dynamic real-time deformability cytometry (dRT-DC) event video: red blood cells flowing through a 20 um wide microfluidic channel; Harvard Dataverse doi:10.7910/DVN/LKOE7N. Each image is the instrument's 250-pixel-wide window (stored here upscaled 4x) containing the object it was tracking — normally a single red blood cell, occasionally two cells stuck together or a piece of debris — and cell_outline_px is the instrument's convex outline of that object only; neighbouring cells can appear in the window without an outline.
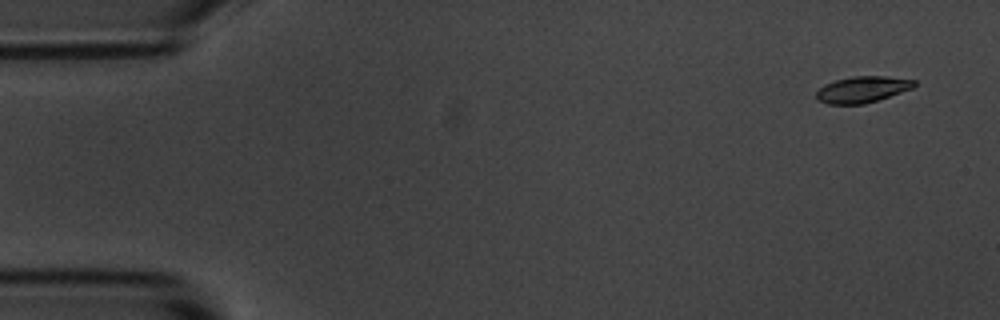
{"species": "common noctule bat (a hibernating species)", "species_latin": "Nyctalus noctula", "temperature_condition": "room temperature", "stored_images_in_passage": 6, "camera_frame_rate_fps": 3000, "um_per_image_px": 0.085, "animal": {"sex": "male", "body_mass_g": 20.1, "forearm_length_mm": 53.5}, "frame": {"image": 1, "passage_image": 1, "time_ms": 0.0, "image_size_px": [1000, 320], "cell_outline_px": [[916, 84], [912, 88], [864, 104], [828, 104], [816, 100], [816, 92], [824, 84], [836, 80], [852, 76], [884, 76], [916, 80]], "centroid_in_image_um": [73.26, 7.6], "position_along_channel_um": 11.7, "area_um2": 14.85}}
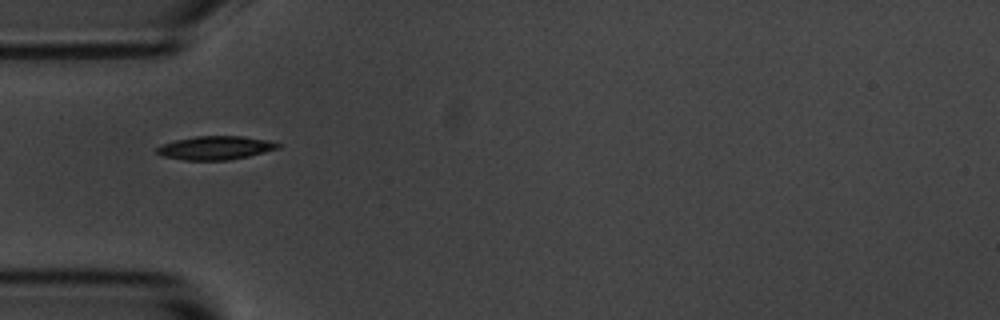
{"frame": {"image": 2, "passage_image": 5, "time_ms": 1.333, "image_size_px": [1000, 320], "cell_outline_px": [[280, 148], [248, 156], [228, 160], [184, 160], [160, 156], [156, 152], [156, 148], [160, 144], [176, 140], [196, 136], [244, 136], [268, 140], [280, 144]], "centroid_in_image_um": [18.27, 12.57], "position_along_channel_um": 66.7, "area_um2": 16.7}}